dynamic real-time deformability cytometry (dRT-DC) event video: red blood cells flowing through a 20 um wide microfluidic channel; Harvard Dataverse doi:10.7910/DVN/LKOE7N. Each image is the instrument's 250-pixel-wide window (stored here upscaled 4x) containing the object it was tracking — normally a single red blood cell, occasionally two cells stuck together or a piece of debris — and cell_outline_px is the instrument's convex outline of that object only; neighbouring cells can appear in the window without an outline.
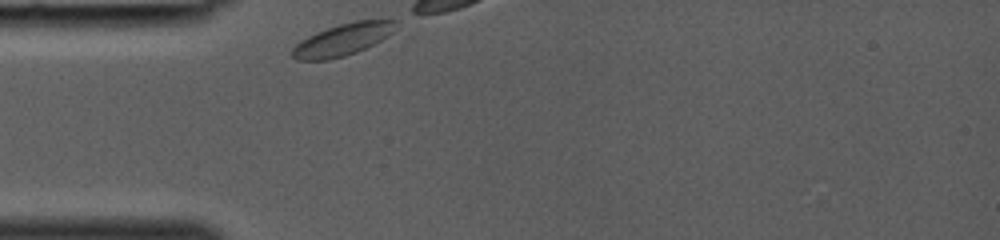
{"species": "common noctule bat (a hibernating species)", "species_latin": "Nyctalus noctula", "temperature_condition": "room temperature", "stored_images_in_passage": 20, "camera_frame_rate_fps": 3000, "um_per_image_px": 0.085, "animal": {"sex": "female", "body_mass_g": 19.0, "forearm_length_mm": 53.3}, "frame": {"image": 1, "passage_image": 1, "time_ms": 0.0, "image_size_px": [1000, 240], "cell_outline_px": [[396, 20], [392, 32], [388, 36], [356, 52], [344, 56], [328, 60], [296, 60], [292, 56], [292, 48], [300, 40], [316, 32], [352, 20]], "centroid_in_image_um": [29.07, 3.37], "position_along_channel_um": 55.9, "area_um2": 19.02}}